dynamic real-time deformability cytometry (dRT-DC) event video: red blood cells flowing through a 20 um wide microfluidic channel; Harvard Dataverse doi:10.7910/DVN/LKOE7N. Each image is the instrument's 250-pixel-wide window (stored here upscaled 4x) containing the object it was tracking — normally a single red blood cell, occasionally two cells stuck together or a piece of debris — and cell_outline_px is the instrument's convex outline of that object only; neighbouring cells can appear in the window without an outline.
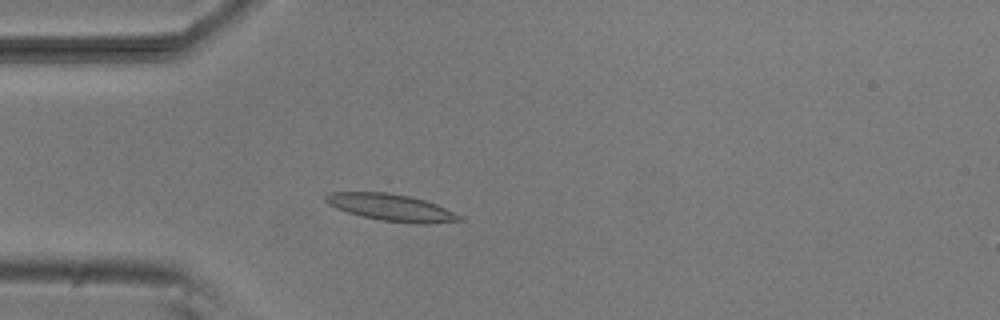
{"species": "common noctule bat (a hibernating species)", "species_latin": "Nyctalus noctula", "temperature_condition": "room temperature", "stored_images_in_passage": 4, "camera_frame_rate_fps": 3000, "um_per_image_px": 0.085, "animal": {"sex": "male", "body_mass_g": 20.5, "forearm_length_mm": 52.5}, "frame": {"image": 1, "passage_image": 4, "time_ms": 3.333, "image_size_px": [1000, 320], "cell_outline_px": [[464, 220], [428, 224], [412, 224], [380, 220], [348, 212], [336, 208], [328, 204], [324, 200], [324, 196], [332, 192], [388, 192], [408, 196], [424, 200], [436, 204], [460, 216]], "centroid_in_image_um": [33.24, 17.64], "position_along_channel_um": 51.8, "area_um2": 20.81}}